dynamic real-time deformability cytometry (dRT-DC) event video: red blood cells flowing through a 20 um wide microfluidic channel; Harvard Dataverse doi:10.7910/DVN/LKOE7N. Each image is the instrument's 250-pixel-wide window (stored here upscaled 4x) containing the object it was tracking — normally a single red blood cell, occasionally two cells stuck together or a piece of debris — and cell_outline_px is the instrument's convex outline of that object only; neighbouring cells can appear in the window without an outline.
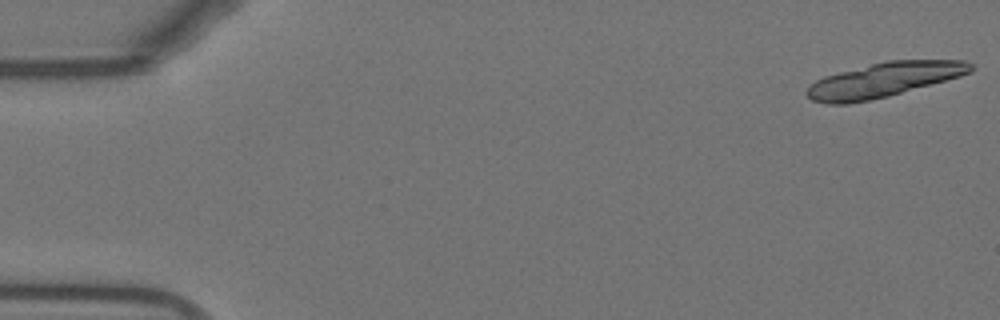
{"species": "Egyptian fruit bat (a non-hibernating species)", "species_latin": "Rousettus aegyptiacus", "temperature_condition": "warm", "stored_images_in_passage": 18, "camera_frame_rate_fps": 3000, "um_per_image_px": 0.085, "animal": {"sex": "female"}, "frame": {"image": 1, "passage_image": 1, "time_ms": 0.0, "image_size_px": [1000, 320], "cell_outline_px": [[972, 68], [968, 72], [960, 76], [888, 96], [848, 104], [828, 104], [812, 100], [804, 92], [816, 80], [824, 76], [888, 60], [964, 60], [972, 64]], "centroid_in_image_um": [75.09, 6.79], "position_along_channel_um": 9.9, "area_um2": 32.37}}